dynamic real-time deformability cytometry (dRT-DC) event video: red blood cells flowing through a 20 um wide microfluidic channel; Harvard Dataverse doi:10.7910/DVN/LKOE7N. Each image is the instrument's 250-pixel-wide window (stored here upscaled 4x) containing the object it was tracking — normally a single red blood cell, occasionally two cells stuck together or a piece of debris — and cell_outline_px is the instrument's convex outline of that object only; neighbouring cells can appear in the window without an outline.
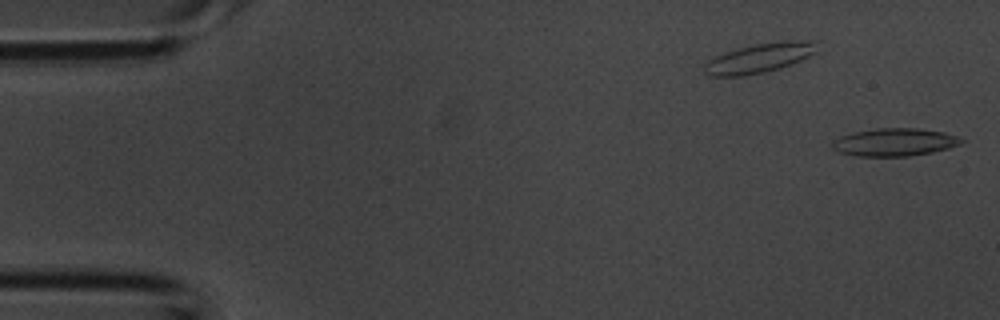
{"species": "common noctule bat (a hibernating species)", "species_latin": "Nyctalus noctula", "temperature_condition": "room temperature", "stored_images_in_passage": 3, "camera_frame_rate_fps": 3000, "um_per_image_px": 0.085, "animal": {"sex": "male", "body_mass_g": 20.1, "forearm_length_mm": 53.5}, "frame": {"image": 1, "passage_image": 1, "time_ms": 0.0, "image_size_px": [1000, 320], "cell_outline_px": [[964, 140], [960, 144], [948, 148], [932, 152], [908, 156], [856, 156], [840, 152], [832, 148], [832, 140], [840, 136], [852, 132], [876, 128], [916, 128], [944, 132], [956, 136]], "centroid_in_image_um": [76.0, 12.08], "position_along_channel_um": 9.0, "area_um2": 20.87}}